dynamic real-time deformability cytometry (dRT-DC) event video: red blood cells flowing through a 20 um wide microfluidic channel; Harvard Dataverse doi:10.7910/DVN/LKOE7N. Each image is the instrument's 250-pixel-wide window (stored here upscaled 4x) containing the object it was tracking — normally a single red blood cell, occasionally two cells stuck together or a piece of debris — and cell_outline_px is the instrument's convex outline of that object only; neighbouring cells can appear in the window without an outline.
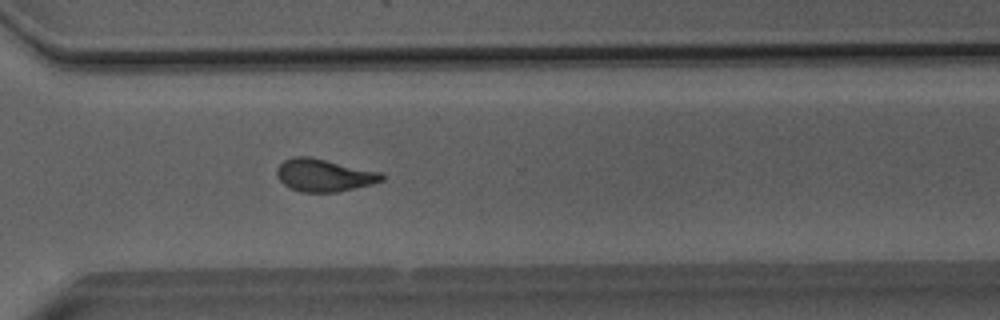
{"species": "Egyptian fruit bat (a non-hibernating species)", "species_latin": "Rousettus aegyptiacus", "temperature_condition": "room temperature", "stored_images_in_passage": 35, "camera_frame_rate_fps": 3000, "um_per_image_px": 0.085, "animal": {"sex": "male"}, "frame": {"image": 1, "passage_image": 21, "time_ms": 6.667, "image_size_px": [1000, 320], "cell_outline_px": [[384, 180], [372, 184], [336, 192], [300, 192], [284, 184], [276, 176], [276, 168], [284, 160], [292, 156], [308, 156], [380, 172], [384, 176]], "centroid_in_image_um": [27.51, 14.89], "position_along_channel_um": 343.1, "area_um2": 19.77}}
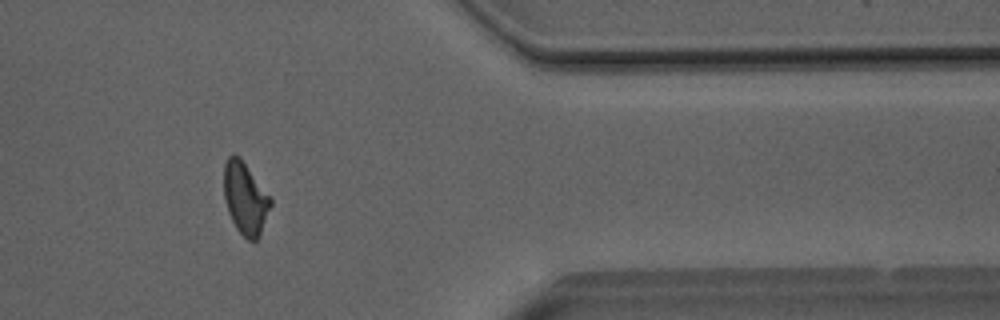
{"frame": {"image": 2, "passage_image": 26, "time_ms": 8.333, "image_size_px": [1000, 320], "cell_outline_px": [[272, 204], [260, 236], [256, 240], [248, 240], [236, 228], [228, 212], [224, 200], [224, 164], [228, 156], [232, 152], [240, 156], [272, 200]], "centroid_in_image_um": [20.83, 16.84], "position_along_channel_um": 390.6, "area_um2": 19.65}}
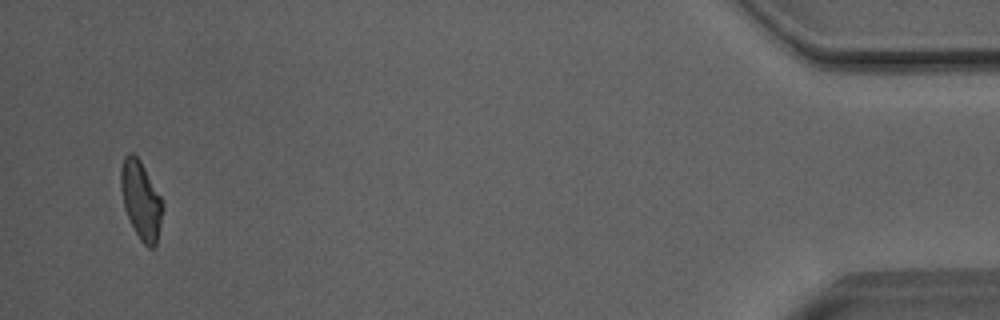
{"frame": {"image": 3, "passage_image": 33, "time_ms": 10.667, "image_size_px": [1000, 320], "cell_outline_px": [[164, 208], [156, 244], [152, 248], [148, 248], [140, 240], [124, 208], [120, 188], [120, 168], [124, 156], [128, 152], [132, 152], [140, 160], [160, 196]], "centroid_in_image_um": [11.97, 16.99], "position_along_channel_um": 423.2, "area_um2": 18.96}, "authors_computed_cell_mechanics": {"area_um2": 19.5364, "velocity_mm_per_s": 4.0531, "shape_relaxation_time_tau1_ms": 5.9283, "shape_relaxation_time_tau2_ms": 1.1197, "deformation_change_tau1": 0.1824, "deformation_change_tau2": 0.0721}}